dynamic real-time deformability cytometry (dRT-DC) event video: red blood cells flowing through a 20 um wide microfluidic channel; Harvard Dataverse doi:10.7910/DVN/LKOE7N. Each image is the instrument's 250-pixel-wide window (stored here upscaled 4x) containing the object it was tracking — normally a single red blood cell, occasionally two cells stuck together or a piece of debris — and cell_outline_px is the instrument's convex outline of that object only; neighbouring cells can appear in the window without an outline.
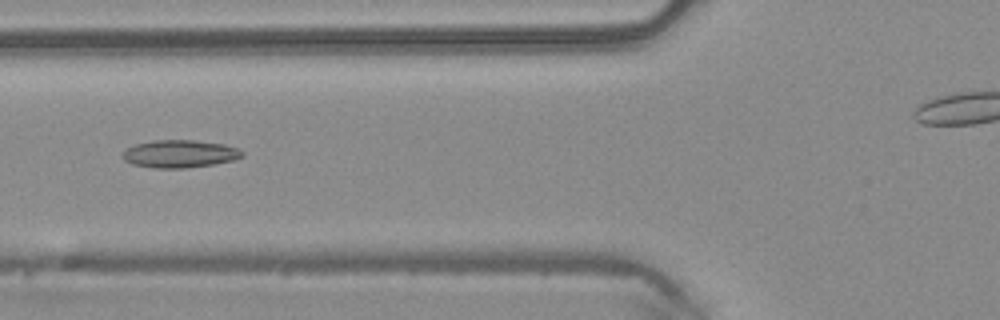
{"species": "common noctule bat (a hibernating species)", "species_latin": "Nyctalus noctula", "temperature_condition": "warm", "stored_images_in_passage": 43, "camera_frame_rate_fps": 3000, "um_per_image_px": 0.085, "animal": {"sex": "male", "body_mass_g": 20.4}, "frame": {"image": 1, "passage_image": 18, "time_ms": 5.667, "image_size_px": [1000, 320], "cell_outline_px": [[244, 156], [236, 160], [212, 164], [184, 168], [156, 168], [132, 164], [124, 160], [120, 156], [128, 148], [136, 144], [152, 140], [192, 140], [224, 144], [236, 148], [244, 152]], "centroid_in_image_um": [15.28, 13.07], "position_along_channel_um": 110.5, "area_um2": 19.25}}
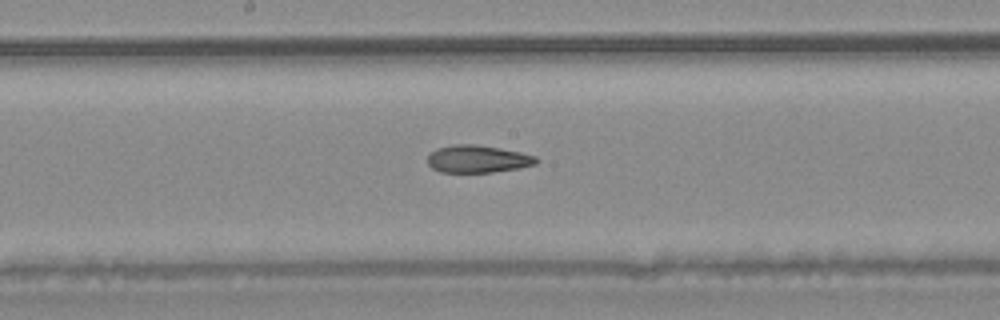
{"frame": {"image": 2, "passage_image": 25, "time_ms": 8.0, "image_size_px": [1000, 320], "cell_outline_px": [[540, 160], [536, 164], [520, 168], [492, 172], [440, 172], [432, 168], [428, 164], [428, 156], [436, 148], [452, 144], [476, 144], [500, 148], [520, 152], [536, 156]], "centroid_in_image_um": [40.62, 13.51], "position_along_channel_um": 207.6, "area_um2": 17.51}}
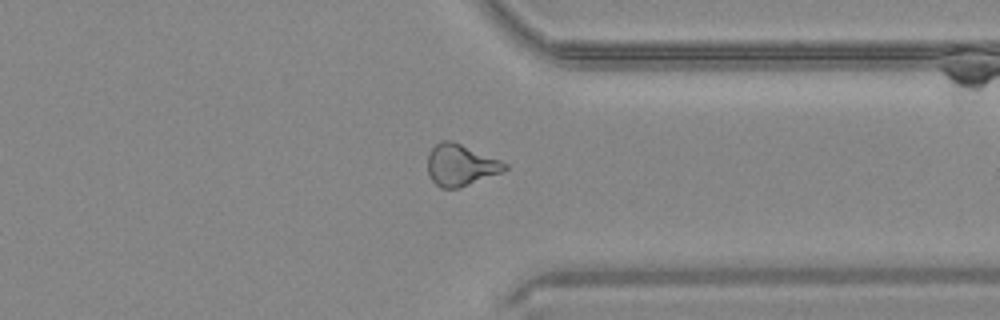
{"frame": {"image": 3, "passage_image": 37, "time_ms": 12.0, "image_size_px": [1000, 320], "cell_outline_px": [[508, 168], [500, 172], [460, 188], [440, 188], [432, 180], [428, 172], [428, 152], [440, 140], [452, 140], [500, 160], [508, 164]], "centroid_in_image_um": [39.13, 14.02], "position_along_channel_um": 372.3, "area_um2": 18.55}, "authors_computed_cell_mechanics": {"area_um2": 18.5538, "velocity_mm_per_s": 4.1624, "shape_relaxation_time_tau1_ms": null, "shape_relaxation_time_tau2_ms": 4.3722, "deformation_change_tau1": null, "deformation_change_tau2": 0.1462}}